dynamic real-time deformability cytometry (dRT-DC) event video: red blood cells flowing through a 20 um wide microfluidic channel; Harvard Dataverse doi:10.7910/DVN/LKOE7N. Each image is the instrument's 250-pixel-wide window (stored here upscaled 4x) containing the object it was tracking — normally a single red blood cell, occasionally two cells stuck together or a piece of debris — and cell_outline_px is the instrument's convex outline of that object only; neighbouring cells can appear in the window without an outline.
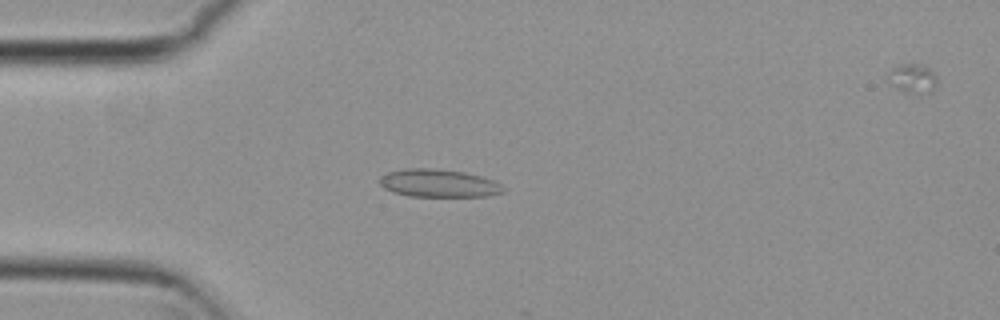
{"species": "common noctule bat (a hibernating species)", "species_latin": "Nyctalus noctula", "temperature_condition": "cold", "stored_images_in_passage": 5, "camera_frame_rate_fps": 3000, "um_per_image_px": 0.085, "animal": {"sex": "female", "body_mass_g": 29.2, "forearm_length_mm": 56.3}, "frame": {"image": 1, "passage_image": 4, "time_ms": 1.0, "image_size_px": [1000, 320], "cell_outline_px": [[504, 192], [488, 196], [408, 196], [384, 188], [380, 184], [380, 176], [388, 172], [404, 168], [440, 168], [464, 172], [480, 176], [492, 180], [500, 184], [504, 188]], "centroid_in_image_um": [37.28, 15.56], "position_along_channel_um": 47.7, "area_um2": 20.06}}